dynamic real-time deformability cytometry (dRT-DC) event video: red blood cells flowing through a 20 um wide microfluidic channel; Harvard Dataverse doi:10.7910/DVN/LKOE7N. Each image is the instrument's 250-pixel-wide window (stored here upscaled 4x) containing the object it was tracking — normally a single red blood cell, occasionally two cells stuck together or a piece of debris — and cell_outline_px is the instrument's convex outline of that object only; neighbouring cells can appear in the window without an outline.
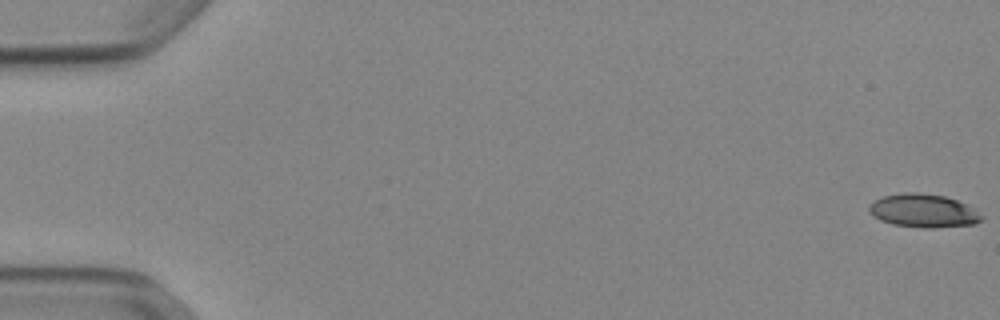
{"species": "Egyptian fruit bat (a non-hibernating species)", "species_latin": "Rousettus aegyptiacus", "temperature_condition": "cold", "stored_images_in_passage": 53, "camera_frame_rate_fps": 3000, "um_per_image_px": 0.085, "animal": {"sex": "female"}, "frame": {"image": 1, "passage_image": 1, "time_ms": 0.0, "image_size_px": [1000, 320], "cell_outline_px": [[984, 220], [976, 224], [928, 228], [924, 228], [892, 224], [880, 220], [872, 216], [868, 208], [876, 200], [884, 196], [904, 192], [920, 192], [944, 196], [956, 200], [972, 208], [984, 216]], "centroid_in_image_um": [78.51, 17.92], "position_along_channel_um": 6.5, "area_um2": 21.79}}
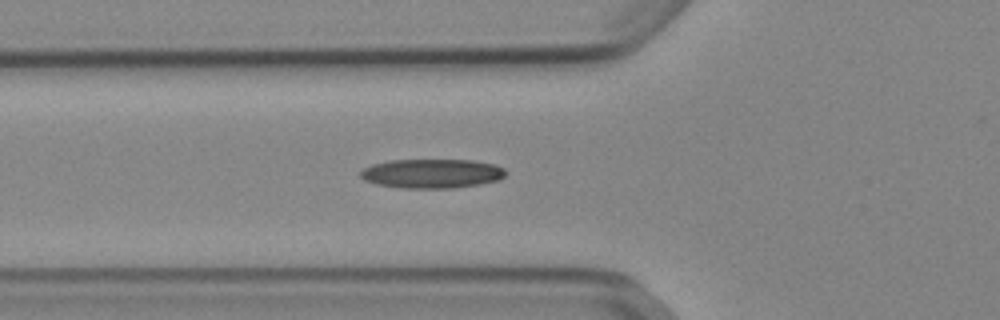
{"frame": {"image": 2, "passage_image": 20, "time_ms": 6.333, "image_size_px": [1000, 320], "cell_outline_px": [[508, 172], [500, 180], [480, 184], [452, 188], [404, 188], [376, 184], [364, 180], [360, 176], [360, 172], [364, 168], [372, 164], [392, 160], [472, 160], [496, 164], [504, 168]], "centroid_in_image_um": [36.75, 14.75], "position_along_channel_um": 89.1, "area_um2": 24.85}}
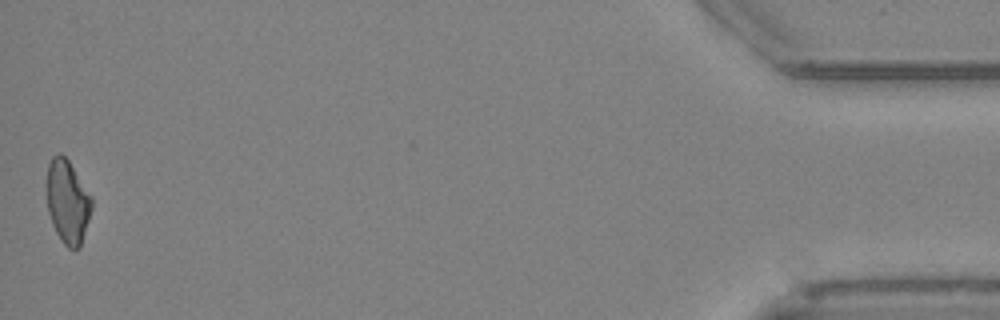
{"frame": {"image": 3, "passage_image": 53, "time_ms": 17.333, "image_size_px": [1000, 320], "cell_outline_px": [[92, 208], [80, 248], [68, 248], [64, 244], [56, 232], [52, 224], [48, 212], [48, 164], [52, 156], [56, 152], [60, 152], [68, 160], [92, 196]], "centroid_in_image_um": [5.76, 17.13], "position_along_channel_um": 429.4, "area_um2": 21.68}, "authors_computed_cell_mechanics": {"area_um2": 22.7154, "velocity_mm_per_s": 3.8955, "shape_relaxation_time_tau1_ms": 8.9673, "shape_relaxation_time_tau2_ms": 6.93, "deformation_change_tau1": 0.1986, "deformation_change_tau2": 0.1715}}